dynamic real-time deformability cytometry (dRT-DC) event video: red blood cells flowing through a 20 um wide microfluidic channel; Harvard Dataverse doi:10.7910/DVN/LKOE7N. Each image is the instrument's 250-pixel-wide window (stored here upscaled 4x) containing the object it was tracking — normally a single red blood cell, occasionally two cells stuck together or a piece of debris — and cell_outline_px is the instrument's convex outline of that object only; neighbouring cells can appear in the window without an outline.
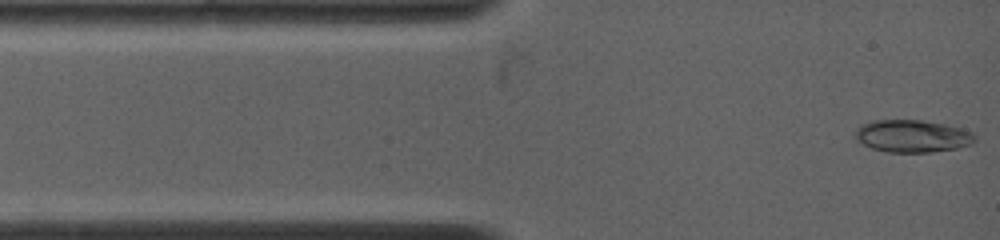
{"species": "common noctule bat (a hibernating species)", "species_latin": "Nyctalus noctula", "temperature_condition": "warm", "stored_images_in_passage": 89, "camera_frame_rate_fps": 4500, "um_per_image_px": 0.085, "animal": {"sex": "female", "body_mass_g": 19.0, "forearm_length_mm": 53.3}, "frame": {"image": 1, "passage_image": 1, "time_ms": 0.0, "image_size_px": [1000, 240], "cell_outline_px": [[976, 140], [972, 144], [956, 148], [932, 152], [888, 152], [872, 148], [856, 140], [852, 136], [856, 128], [860, 124], [872, 120], [920, 120], [944, 124], [960, 128], [972, 132], [976, 136]], "centroid_in_image_um": [77.51, 11.56], "position_along_channel_um": 7.5, "area_um2": 22.77}}
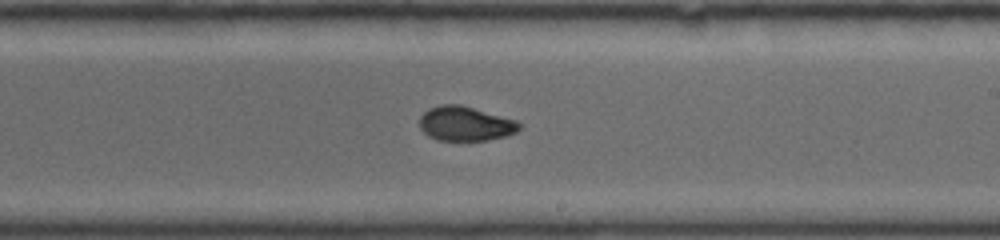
{"frame": {"image": 2, "passage_image": 42, "time_ms": 7.333, "image_size_px": [1000, 240], "cell_outline_px": [[520, 128], [516, 132], [508, 136], [488, 140], [436, 140], [428, 136], [420, 128], [420, 116], [428, 108], [440, 104], [460, 104], [516, 120], [520, 124]], "centroid_in_image_um": [39.54, 10.51], "position_along_channel_um": 249.5, "area_um2": 20.11}}
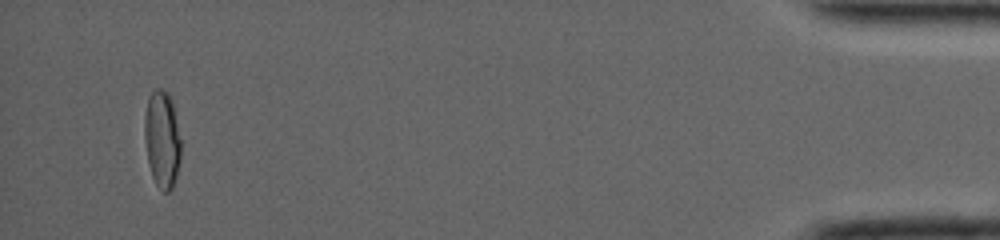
{"frame": {"image": 3, "passage_image": 81, "time_ms": 14.667, "image_size_px": [1000, 240], "cell_outline_px": [[180, 160], [176, 176], [172, 188], [168, 192], [164, 192], [156, 184], [152, 176], [148, 164], [144, 136], [144, 116], [148, 96], [156, 88], [160, 88], [168, 96], [172, 104], [180, 140]], "centroid_in_image_um": [13.75, 11.87], "position_along_channel_um": 421.5, "area_um2": 20.29}}